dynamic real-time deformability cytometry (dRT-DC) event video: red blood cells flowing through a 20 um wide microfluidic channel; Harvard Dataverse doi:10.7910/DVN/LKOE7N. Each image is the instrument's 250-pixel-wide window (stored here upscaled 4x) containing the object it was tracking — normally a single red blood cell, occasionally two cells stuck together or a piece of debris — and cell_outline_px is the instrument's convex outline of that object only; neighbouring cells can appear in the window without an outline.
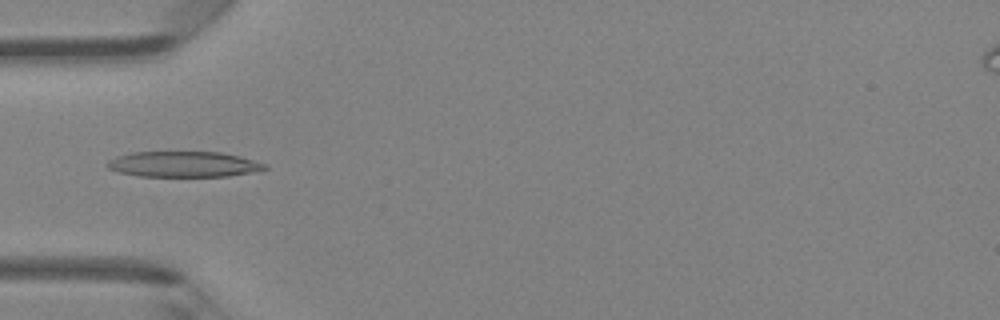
{"species": "Egyptian fruit bat (a non-hibernating species)", "species_latin": "Rousettus aegyptiacus", "temperature_condition": "room temperature", "stored_images_in_passage": 33, "camera_frame_rate_fps": 3000, "um_per_image_px": 0.085, "animal": {"sex": "female"}, "frame": {"image": 1, "passage_image": 1, "time_ms": 0.0, "image_size_px": [1000, 320], "cell_outline_px": [[268, 168], [252, 172], [228, 176], [140, 176], [116, 172], [108, 168], [104, 164], [108, 160], [116, 156], [132, 152], [220, 152], [240, 156], [268, 164]], "centroid_in_image_um": [15.58, 13.96], "position_along_channel_um": 69.4, "area_um2": 23.64}}
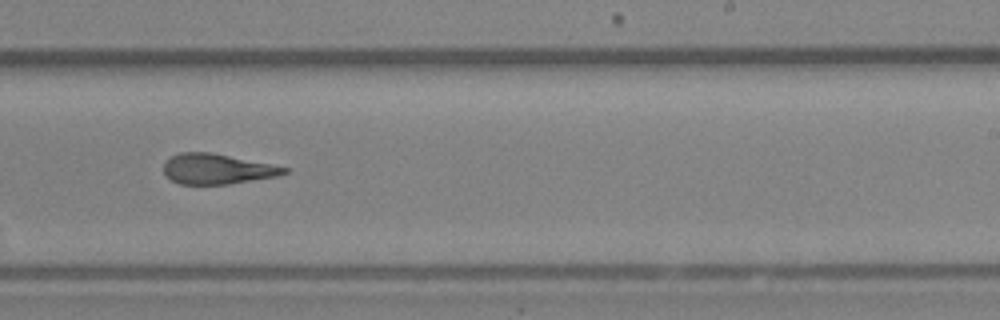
{"frame": {"image": 2, "passage_image": 15, "time_ms": 4.667, "image_size_px": [1000, 320], "cell_outline_px": [[288, 172], [276, 176], [228, 184], [180, 184], [164, 176], [164, 164], [172, 156], [180, 152], [212, 152], [288, 168]], "centroid_in_image_um": [18.41, 14.36], "position_along_channel_um": 270.6, "area_um2": 20.98}}
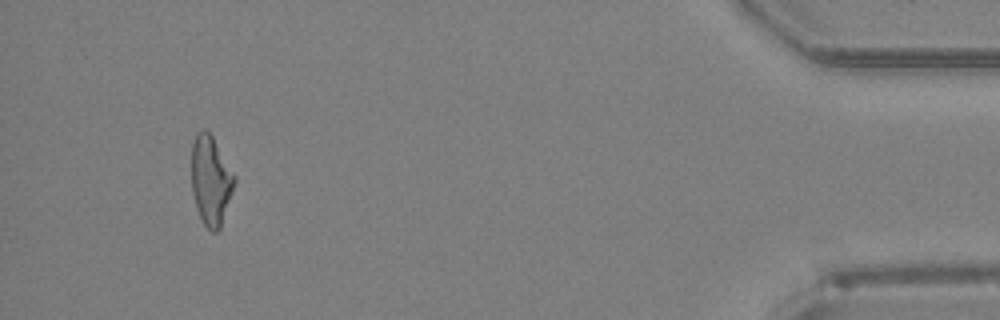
{"frame": {"image": 3, "passage_image": 30, "time_ms": 9.667, "image_size_px": [1000, 320], "cell_outline_px": [[236, 180], [220, 228], [216, 232], [212, 232], [204, 224], [196, 208], [192, 192], [192, 144], [196, 132], [204, 128], [212, 136], [236, 176]], "centroid_in_image_um": [17.91, 15.32], "position_along_channel_um": 417.3, "area_um2": 22.2}, "authors_computed_cell_mechanics": {"area_um2": 22.253, "velocity_mm_per_s": 4.322, "shape_relaxation_time_tau1_ms": 4.6378, "shape_relaxation_time_tau2_ms": 2.0031, "deformation_change_tau1": 0.1889, "deformation_change_tau2": 0.134}}